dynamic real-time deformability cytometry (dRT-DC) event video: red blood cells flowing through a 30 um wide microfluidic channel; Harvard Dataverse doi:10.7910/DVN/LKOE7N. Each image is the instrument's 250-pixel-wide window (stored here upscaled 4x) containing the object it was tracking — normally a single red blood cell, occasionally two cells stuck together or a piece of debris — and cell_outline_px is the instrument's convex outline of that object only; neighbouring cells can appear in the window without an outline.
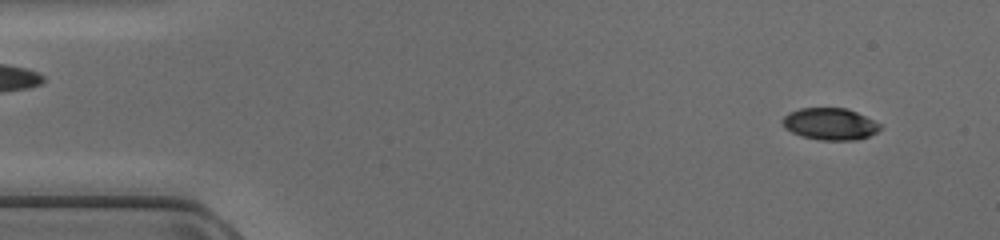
{"species": "common noctule bat (a hibernating species)", "species_latin": "Nyctalus noctula", "temperature_condition": "cold", "stored_images_in_passage": 47, "camera_frame_rate_fps": 3000, "um_per_image_px": 0.085, "animal": {"sex": "female", "body_mass_g": 17.0, "forearm_length_mm": 48.0}, "frame": {"image": 1, "passage_image": 3, "time_ms": 0.667, "image_size_px": [1000, 240], "cell_outline_px": [[880, 128], [876, 132], [868, 136], [856, 140], [820, 140], [800, 136], [784, 128], [780, 120], [788, 112], [800, 108], [844, 108], [856, 112], [880, 124]], "centroid_in_image_um": [70.48, 10.54], "position_along_channel_um": 14.5, "area_um2": 18.09}}
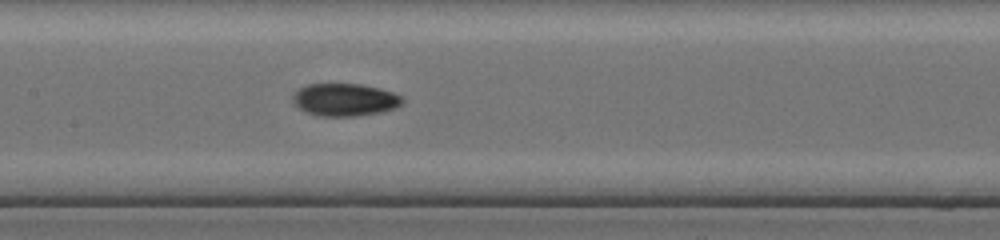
{"frame": {"image": 2, "passage_image": 22, "time_ms": 7.0, "image_size_px": [1000, 240], "cell_outline_px": [[404, 100], [396, 108], [380, 112], [356, 116], [320, 116], [304, 112], [292, 100], [292, 96], [300, 88], [308, 84], [360, 84], [380, 88], [392, 92], [400, 96]], "centroid_in_image_um": [29.3, 8.48], "position_along_channel_um": 178.1, "area_um2": 20.69}}
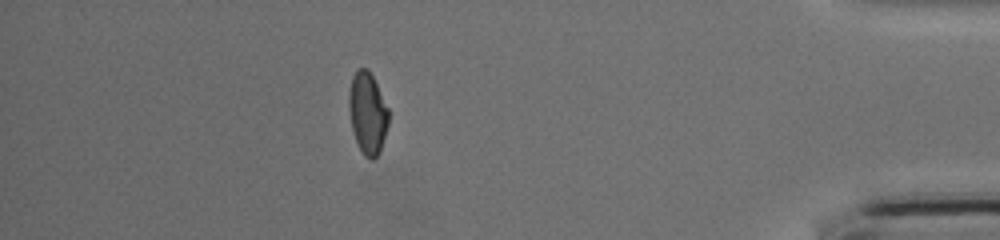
{"frame": {"image": 3, "passage_image": 41, "time_ms": 13.333, "image_size_px": [1000, 240], "cell_outline_px": [[388, 124], [380, 152], [372, 160], [368, 160], [364, 156], [356, 140], [352, 128], [348, 108], [348, 92], [352, 76], [356, 68], [368, 68], [388, 108]], "centroid_in_image_um": [31.22, 9.6], "position_along_channel_um": 404.0, "area_um2": 18.9}}